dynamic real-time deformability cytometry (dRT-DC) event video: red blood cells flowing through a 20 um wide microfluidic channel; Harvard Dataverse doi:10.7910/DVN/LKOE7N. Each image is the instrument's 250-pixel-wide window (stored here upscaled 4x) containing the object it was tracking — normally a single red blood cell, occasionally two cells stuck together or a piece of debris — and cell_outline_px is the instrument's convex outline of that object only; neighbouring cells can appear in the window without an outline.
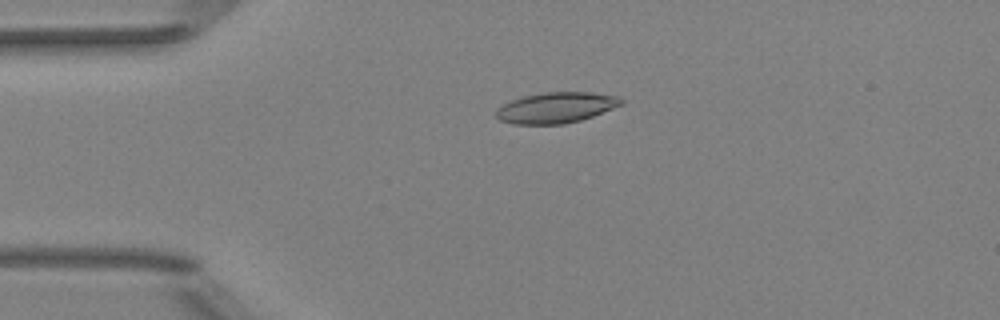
{"species": "Egyptian fruit bat (a non-hibernating species)", "species_latin": "Rousettus aegyptiacus", "temperature_condition": "room temperature", "stored_images_in_passage": 51, "camera_frame_rate_fps": 3000, "um_per_image_px": 0.085, "animal": {"sex": "female"}, "frame": {"image": 1, "passage_image": 12, "time_ms": 3.667, "image_size_px": [1000, 320], "cell_outline_px": [[624, 104], [592, 116], [580, 120], [564, 124], [512, 124], [500, 120], [496, 116], [496, 108], [512, 100], [524, 96], [544, 92], [592, 92], [616, 96], [624, 100]], "centroid_in_image_um": [47.27, 9.15], "position_along_channel_um": 37.7, "area_um2": 22.37}}
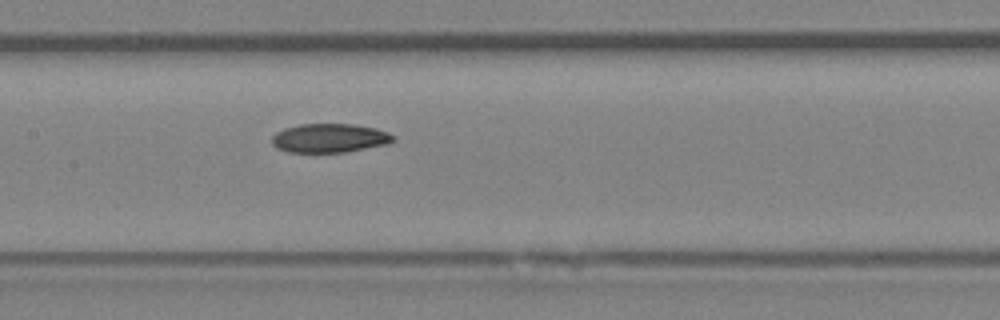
{"frame": {"image": 2, "passage_image": 25, "time_ms": 8.0, "image_size_px": [1000, 320], "cell_outline_px": [[396, 140], [388, 144], [344, 152], [288, 152], [276, 148], [272, 144], [272, 136], [276, 132], [284, 128], [300, 124], [352, 124], [376, 128], [388, 132], [396, 136]], "centroid_in_image_um": [28.03, 11.73], "position_along_channel_um": 179.4, "area_um2": 20.58}}
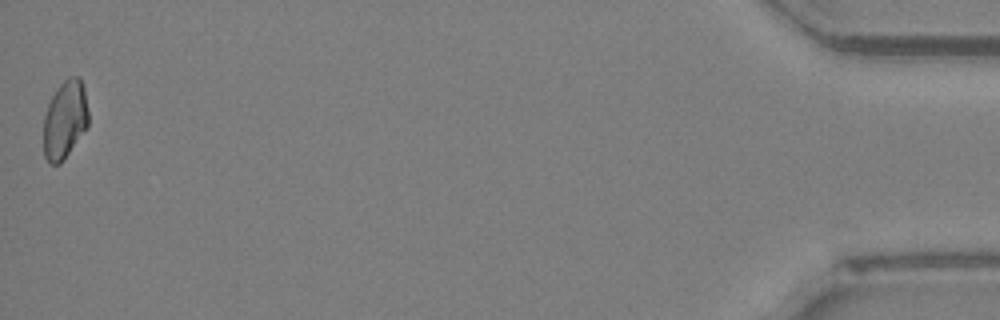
{"frame": {"image": 3, "passage_image": 51, "time_ms": 16.667, "image_size_px": [1000, 320], "cell_outline_px": [[88, 128], [64, 160], [60, 164], [48, 164], [44, 156], [44, 116], [48, 104], [52, 96], [60, 84], [68, 76], [80, 76], [84, 84], [88, 112]], "centroid_in_image_um": [5.54, 10.18], "position_along_channel_um": 429.7, "area_um2": 20.87}}